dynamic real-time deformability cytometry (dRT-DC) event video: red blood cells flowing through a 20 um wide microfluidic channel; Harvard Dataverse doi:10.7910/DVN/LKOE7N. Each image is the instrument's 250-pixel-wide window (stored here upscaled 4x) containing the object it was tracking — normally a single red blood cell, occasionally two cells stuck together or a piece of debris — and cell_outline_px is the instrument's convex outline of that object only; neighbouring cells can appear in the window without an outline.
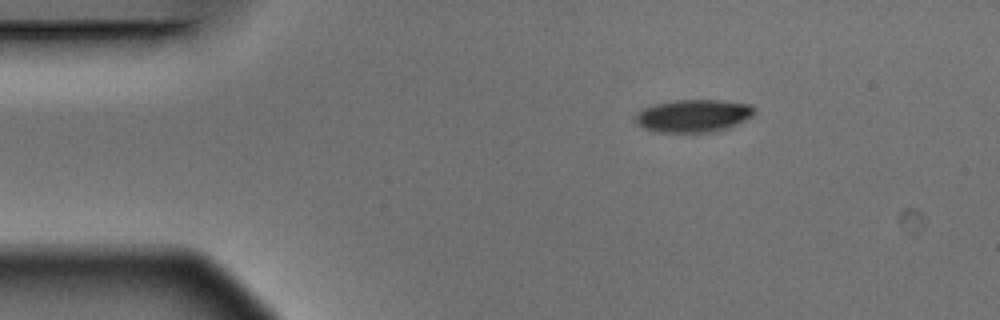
{"species": "Egyptian fruit bat (a non-hibernating species)", "species_latin": "Rousettus aegyptiacus", "temperature_condition": "warm", "stored_images_in_passage": 3, "camera_frame_rate_fps": 3000, "um_per_image_px": 0.085, "animal": {"sex": "male"}, "frame": {"image": 1, "passage_image": 1, "time_ms": 0.0, "image_size_px": [1000, 320], "cell_outline_px": [[756, 112], [752, 116], [736, 124], [712, 132], [656, 132], [644, 128], [636, 124], [636, 112], [644, 108], [656, 104], [676, 100], [720, 100], [752, 104], [756, 108]], "centroid_in_image_um": [58.95, 9.83], "position_along_channel_um": 26.1, "area_um2": 22.6}}